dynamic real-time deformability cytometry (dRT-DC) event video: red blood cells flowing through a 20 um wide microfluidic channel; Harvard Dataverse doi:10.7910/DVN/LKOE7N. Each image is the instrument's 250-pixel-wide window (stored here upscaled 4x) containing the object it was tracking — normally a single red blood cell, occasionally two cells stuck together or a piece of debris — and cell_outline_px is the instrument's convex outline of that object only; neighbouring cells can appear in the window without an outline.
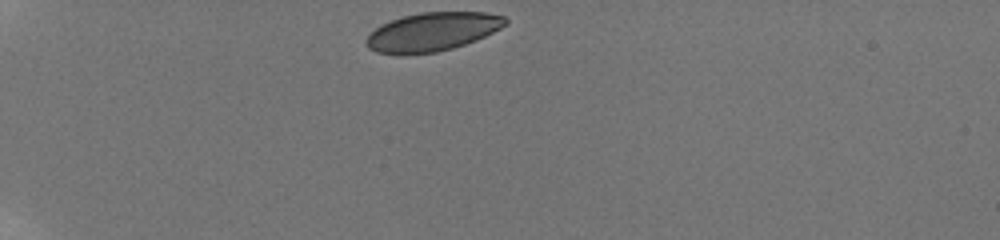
{"species": "human", "species_latin": "Homo sapiens", "temperature_condition": "room temperature", "stored_images_in_passage": 27, "camera_frame_rate_fps": 3000, "um_per_image_px": 0.085, "donor": {"sex": "male"}, "frame": {"image": 1, "passage_image": 1, "time_ms": 0.0, "image_size_px": [1000, 240], "cell_outline_px": [[508, 24], [476, 40], [452, 48], [436, 52], [408, 56], [400, 56], [376, 52], [368, 48], [364, 40], [380, 24], [404, 16], [420, 12], [484, 12], [504, 16], [508, 20]], "centroid_in_image_um": [36.71, 2.72], "position_along_channel_um": 48.3, "area_um2": 31.62}}
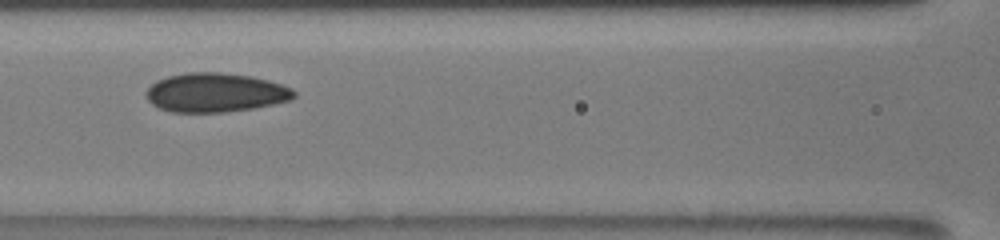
{"frame": {"image": 2, "passage_image": 18, "time_ms": 4.0, "image_size_px": [1000, 240], "cell_outline_px": [[296, 96], [292, 100], [252, 108], [224, 112], [172, 112], [160, 108], [152, 104], [148, 100], [144, 92], [156, 80], [168, 76], [184, 72], [220, 72], [252, 76], [268, 80], [292, 88], [296, 92]], "centroid_in_image_um": [18.3, 7.86], "position_along_channel_um": 148.3, "area_um2": 33.81}}
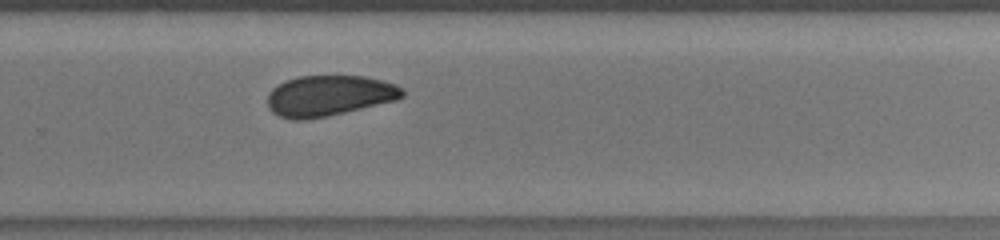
{"frame": {"image": 3, "passage_image": 27, "time_ms": 8.0, "image_size_px": [1000, 240], "cell_outline_px": [[404, 96], [396, 100], [328, 116], [304, 120], [292, 120], [280, 116], [272, 112], [268, 108], [268, 92], [272, 88], [284, 80], [296, 76], [364, 76], [396, 84], [404, 88]], "centroid_in_image_um": [27.95, 8.13], "position_along_channel_um": 301.9, "area_um2": 32.14}}